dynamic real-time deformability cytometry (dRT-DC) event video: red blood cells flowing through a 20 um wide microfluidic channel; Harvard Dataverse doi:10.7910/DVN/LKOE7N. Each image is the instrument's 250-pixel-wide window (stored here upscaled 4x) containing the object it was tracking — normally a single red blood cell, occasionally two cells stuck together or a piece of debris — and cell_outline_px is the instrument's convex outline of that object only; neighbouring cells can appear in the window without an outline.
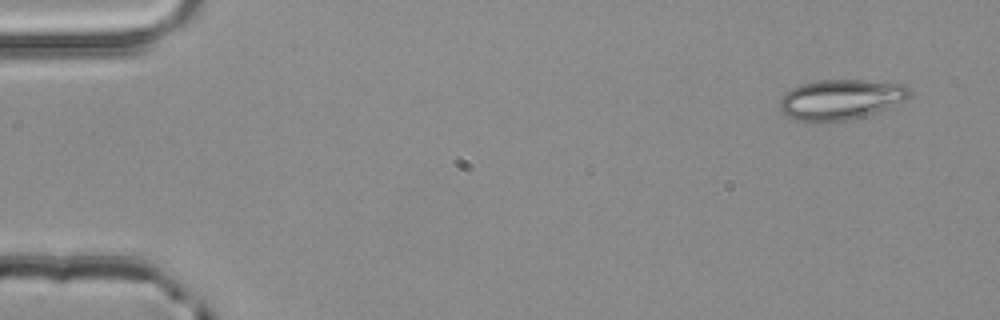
{"species": "common noctule bat (a hibernating species)", "species_latin": "Nyctalus noctula", "temperature_condition": "room temperature", "stored_images_in_passage": 4, "camera_frame_rate_fps": 3000, "um_per_image_px": 0.085, "animal": {"sex": "male", "body_mass_g": 20.4}, "frame": {"image": 1, "passage_image": 1, "time_ms": 0.0, "image_size_px": [1000, 320], "cell_outline_px": [[912, 92], [904, 100], [888, 108], [864, 116], [848, 120], [796, 120], [780, 112], [780, 100], [792, 88], [800, 84], [820, 80], [864, 80], [908, 84]], "centroid_in_image_um": [71.51, 8.43], "position_along_channel_um": 13.5, "area_um2": 30.11}}